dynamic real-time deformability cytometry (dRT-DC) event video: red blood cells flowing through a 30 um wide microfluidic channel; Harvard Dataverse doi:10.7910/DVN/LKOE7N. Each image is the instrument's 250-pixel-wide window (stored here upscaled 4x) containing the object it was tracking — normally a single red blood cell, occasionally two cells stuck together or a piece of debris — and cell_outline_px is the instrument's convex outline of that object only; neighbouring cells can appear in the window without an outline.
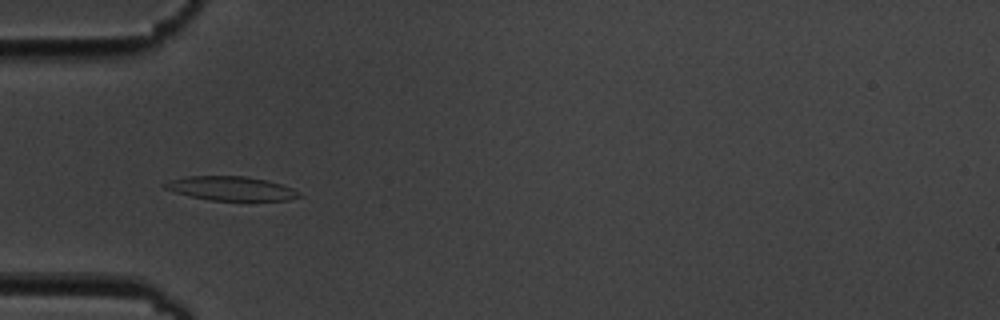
{"species": "common noctule bat (a hibernating species)", "species_latin": "Nyctalus noctula", "temperature_condition": "cold", "stored_images_in_passage": 6, "camera_frame_rate_fps": 3000, "um_per_image_px": 0.085, "animal": {"sex": "male", "body_mass_g": 19.5, "forearm_length_mm": 54.6}, "frame": {"image": 1, "passage_image": 5, "time_ms": 4.667, "image_size_px": [1000, 320], "cell_outline_px": [[300, 196], [288, 200], [208, 200], [176, 192], [164, 188], [164, 184], [168, 180], [188, 176], [244, 176], [268, 180], [292, 188], [300, 192]], "centroid_in_image_um": [19.64, 16.01], "position_along_channel_um": 65.4, "area_um2": 18.61}}
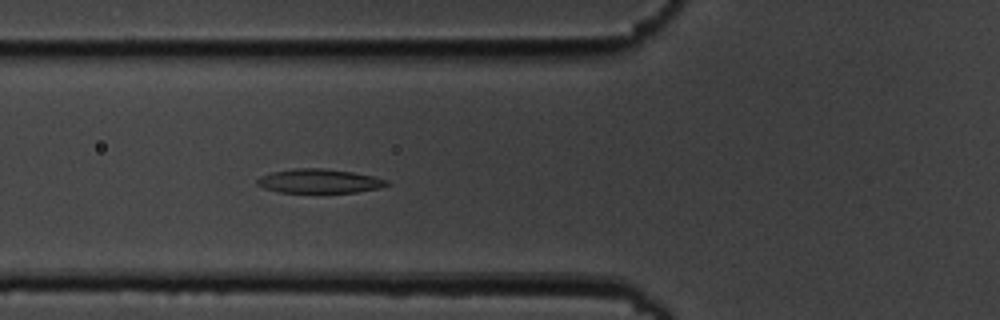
{"frame": {"image": 2, "passage_image": 6, "time_ms": 5.667, "image_size_px": [1000, 320], "cell_outline_px": [[388, 184], [380, 188], [356, 192], [280, 192], [264, 188], [256, 184], [256, 180], [260, 176], [272, 172], [292, 168], [324, 168], [352, 172], [372, 176], [388, 180]], "centroid_in_image_um": [27.11, 15.38], "position_along_channel_um": 98.7, "area_um2": 18.09}}